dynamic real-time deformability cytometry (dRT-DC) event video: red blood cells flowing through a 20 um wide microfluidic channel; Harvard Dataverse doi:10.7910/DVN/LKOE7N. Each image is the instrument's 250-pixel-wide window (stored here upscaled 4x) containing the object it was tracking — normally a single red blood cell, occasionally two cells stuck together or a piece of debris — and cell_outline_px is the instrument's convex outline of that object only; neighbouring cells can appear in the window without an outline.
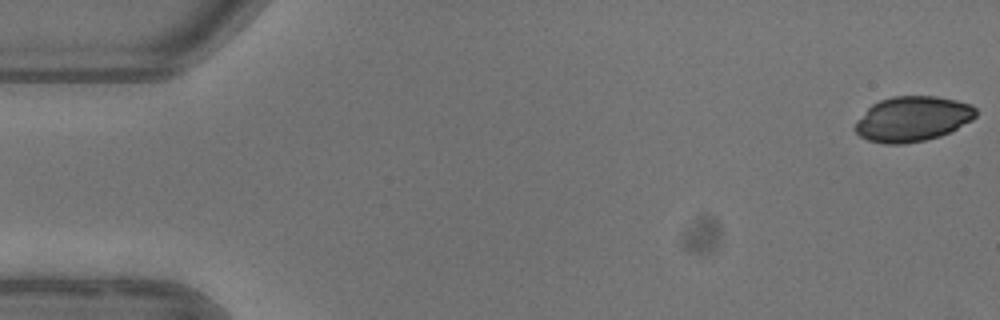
{"species": "common noctule bat (a hibernating species)", "species_latin": "Nyctalus noctula", "temperature_condition": "warm", "stored_images_in_passage": 5, "camera_frame_rate_fps": 3000, "um_per_image_px": 0.085, "animal": {"sex": "female"}, "frame": {"image": 1, "passage_image": 1, "time_ms": 0.0, "image_size_px": [1000, 320], "cell_outline_px": [[976, 116], [972, 120], [940, 136], [924, 140], [904, 144], [884, 144], [868, 140], [860, 136], [856, 132], [856, 120], [872, 104], [880, 100], [892, 96], [936, 96], [956, 100], [972, 104], [976, 108]], "centroid_in_image_um": [77.56, 10.1], "position_along_channel_um": 7.4, "area_um2": 31.67}}
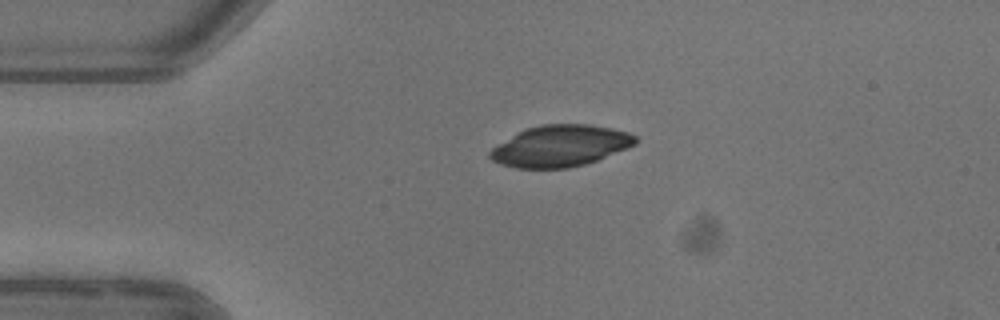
{"frame": {"image": 2, "passage_image": 4, "time_ms": 3.667, "image_size_px": [1000, 320], "cell_outline_px": [[636, 144], [628, 148], [596, 160], [584, 164], [568, 168], [516, 168], [500, 164], [492, 160], [488, 156], [488, 152], [492, 148], [524, 128], [544, 124], [588, 124], [612, 128], [628, 132], [636, 136]], "centroid_in_image_um": [47.61, 12.4], "position_along_channel_um": 37.4, "area_um2": 35.03}}